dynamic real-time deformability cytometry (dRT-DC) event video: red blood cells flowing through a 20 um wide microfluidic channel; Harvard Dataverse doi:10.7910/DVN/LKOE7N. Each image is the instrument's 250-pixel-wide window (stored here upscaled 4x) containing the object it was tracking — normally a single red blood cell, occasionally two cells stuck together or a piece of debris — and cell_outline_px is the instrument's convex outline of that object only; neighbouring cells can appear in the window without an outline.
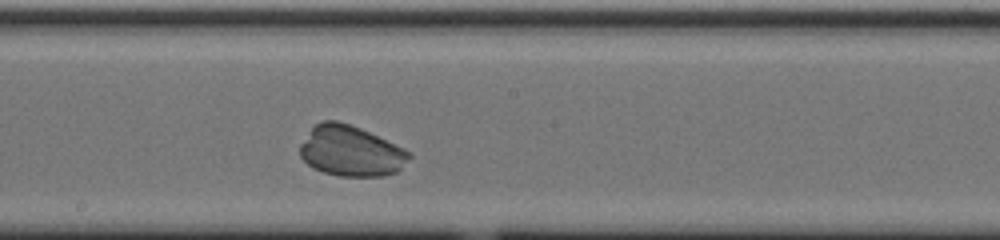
{"species": "common noctule bat (a hibernating species)", "species_latin": "Nyctalus noctula", "temperature_condition": "cold", "stored_images_in_passage": 30, "camera_frame_rate_fps": 3000, "um_per_image_px": 0.085, "animal": {"sex": "male", "body_mass_g": 20.0, "forearm_length_mm": 53.3}, "frame": {"image": 1, "passage_image": 17, "time_ms": 5.333, "image_size_px": [1000, 240], "cell_outline_px": [[412, 156], [396, 172], [384, 176], [340, 176], [324, 172], [312, 168], [300, 156], [300, 144], [312, 128], [320, 120], [336, 120], [352, 124], [404, 148], [412, 152]], "centroid_in_image_um": [29.82, 12.83], "position_along_channel_um": 218.4, "area_um2": 32.19}}
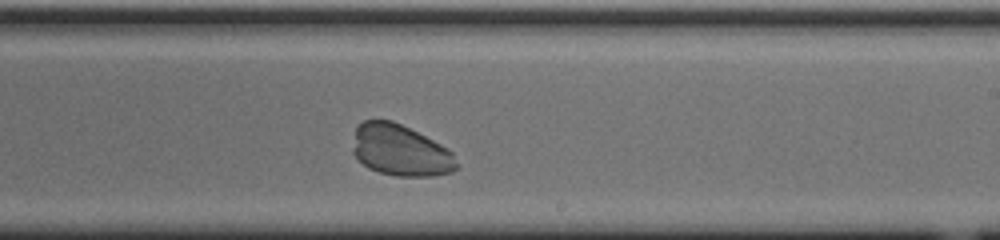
{"frame": {"image": 2, "passage_image": 20, "time_ms": 6.333, "image_size_px": [1000, 240], "cell_outline_px": [[456, 168], [452, 172], [436, 176], [396, 176], [380, 172], [368, 168], [352, 152], [356, 128], [364, 120], [392, 120], [448, 148], [452, 152], [456, 164]], "centroid_in_image_um": [34.03, 12.79], "position_along_channel_um": 255.0, "area_um2": 30.63}}
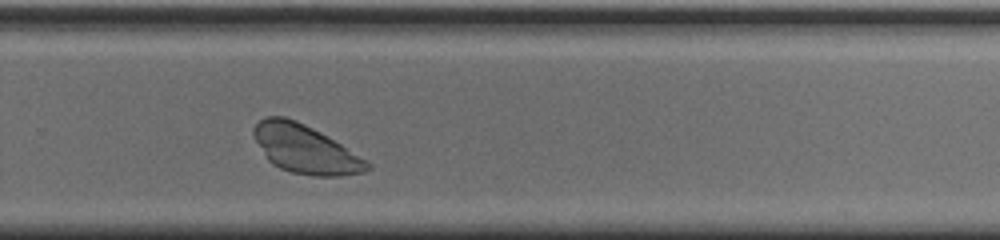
{"frame": {"image": 3, "passage_image": 24, "time_ms": 7.667, "image_size_px": [1000, 240], "cell_outline_px": [[372, 168], [364, 172], [340, 176], [312, 176], [292, 172], [280, 168], [272, 164], [268, 160], [252, 136], [252, 128], [260, 120], [268, 116], [284, 116], [296, 120], [320, 132], [340, 144], [372, 164]], "centroid_in_image_um": [25.91, 12.68], "position_along_channel_um": 303.9, "area_um2": 31.85}}